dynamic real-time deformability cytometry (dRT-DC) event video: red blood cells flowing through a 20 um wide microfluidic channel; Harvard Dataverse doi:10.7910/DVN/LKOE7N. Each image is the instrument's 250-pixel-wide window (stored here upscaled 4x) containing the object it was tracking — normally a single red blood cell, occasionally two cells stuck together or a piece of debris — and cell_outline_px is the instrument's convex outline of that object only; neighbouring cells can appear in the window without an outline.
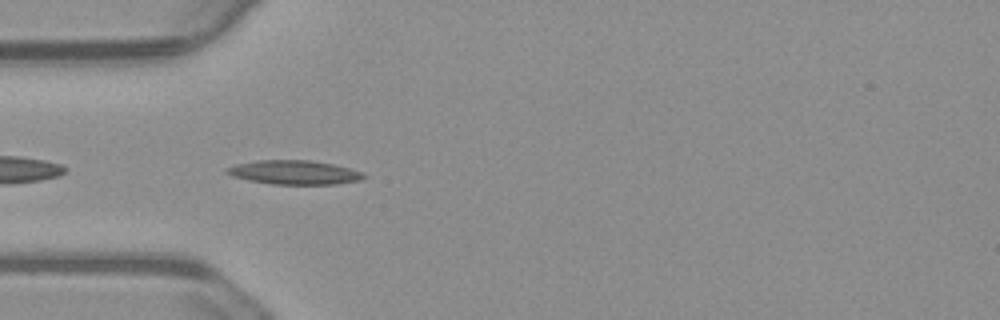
{"species": "common noctule bat (a hibernating species)", "species_latin": "Nyctalus noctula", "temperature_condition": "warm", "stored_images_in_passage": 41, "camera_frame_rate_fps": 3000, "um_per_image_px": 0.085, "animal": {"sex": "male", "body_mass_g": 23.1, "forearm_length_mm": 52.7}, "frame": {"image": 1, "passage_image": 2, "time_ms": 0.333, "image_size_px": [1000, 320], "cell_outline_px": [[368, 176], [360, 180], [336, 184], [272, 184], [248, 180], [232, 176], [224, 172], [224, 168], [236, 164], [256, 160], [308, 160], [332, 164], [364, 172]], "centroid_in_image_um": [24.99, 14.65], "position_along_channel_um": 60.0, "area_um2": 19.25}}
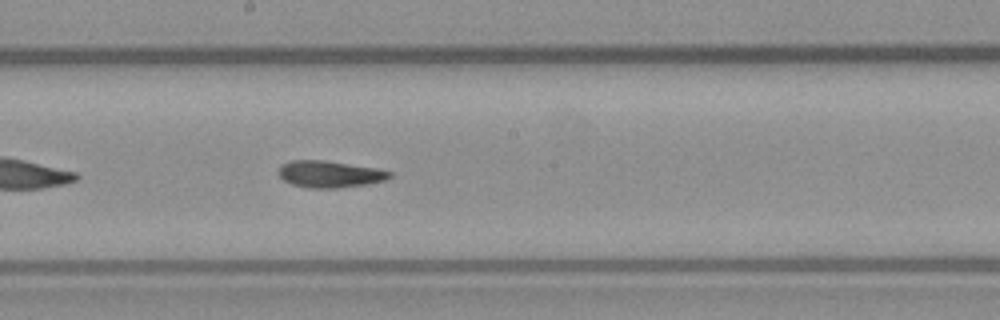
{"frame": {"image": 2, "passage_image": 15, "time_ms": 4.667, "image_size_px": [1000, 320], "cell_outline_px": [[392, 176], [388, 180], [364, 184], [336, 188], [312, 188], [292, 184], [284, 180], [280, 176], [280, 164], [288, 160], [324, 160], [376, 168], [392, 172]], "centroid_in_image_um": [28.03, 14.79], "position_along_channel_um": 220.2, "area_um2": 17.22}}
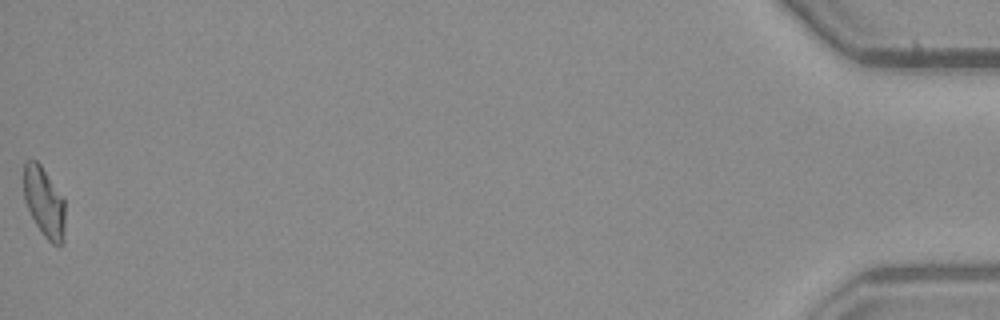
{"frame": {"image": 3, "passage_image": 41, "time_ms": 13.333, "image_size_px": [1000, 320], "cell_outline_px": [[64, 244], [60, 248], [52, 244], [44, 236], [36, 224], [24, 200], [24, 160], [36, 160], [40, 164], [64, 200]], "centroid_in_image_um": [3.76, 17.23], "position_along_channel_um": 431.4, "area_um2": 16.76}, "authors_computed_cell_mechanics": {"area_um2": 17.2822, "velocity_mm_per_s": 3.7118, "shape_relaxation_time_tau1_ms": 6.6886, "shape_relaxation_time_tau2_ms": 4.8991, "deformation_change_tau1": 0.2341, "deformation_change_tau2": 0.1163}}